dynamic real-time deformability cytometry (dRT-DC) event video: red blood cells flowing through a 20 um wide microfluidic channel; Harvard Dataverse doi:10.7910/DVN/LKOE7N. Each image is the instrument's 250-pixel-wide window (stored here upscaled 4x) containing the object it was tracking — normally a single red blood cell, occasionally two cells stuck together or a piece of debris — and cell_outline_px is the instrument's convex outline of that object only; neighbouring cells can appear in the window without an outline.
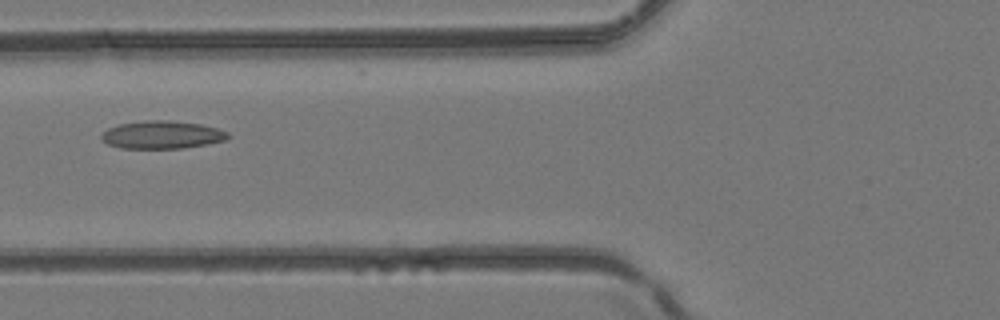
{"species": "common noctule bat (a hibernating species)", "species_latin": "Nyctalus noctula", "temperature_condition": "room temperature", "stored_images_in_passage": 5, "camera_frame_rate_fps": 3000, "um_per_image_px": 0.085, "animal": {"sex": "female", "body_mass_g": 24.6, "forearm_length_mm": 56.2}, "frame": {"image": 1, "passage_image": 5, "time_ms": 1.333, "image_size_px": [1000, 320], "cell_outline_px": [[232, 136], [228, 140], [208, 144], [184, 148], [120, 148], [108, 144], [100, 140], [100, 132], [108, 128], [120, 124], [144, 120], [168, 120], [200, 124], [216, 128], [228, 132]], "centroid_in_image_um": [13.77, 11.46], "position_along_channel_um": 112.0, "area_um2": 20.81}}